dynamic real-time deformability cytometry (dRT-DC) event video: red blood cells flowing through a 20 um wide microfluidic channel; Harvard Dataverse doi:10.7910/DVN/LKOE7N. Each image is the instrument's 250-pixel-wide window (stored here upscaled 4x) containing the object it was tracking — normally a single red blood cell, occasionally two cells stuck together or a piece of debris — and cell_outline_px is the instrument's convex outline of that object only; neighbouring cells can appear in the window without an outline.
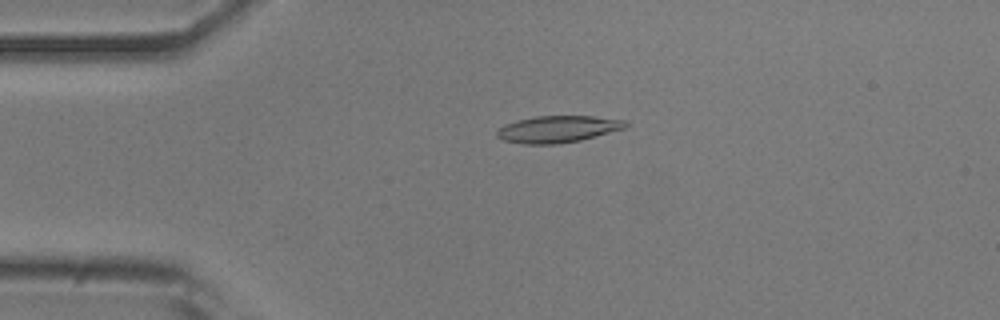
{"species": "common noctule bat (a hibernating species)", "species_latin": "Nyctalus noctula", "temperature_condition": "room temperature", "stored_images_in_passage": 48, "camera_frame_rate_fps": 3000, "um_per_image_px": 0.085, "animal": {"sex": "male", "body_mass_g": 20.5, "forearm_length_mm": 52.5}, "frame": {"image": 1, "passage_image": 9, "time_ms": 2.667, "image_size_px": [1000, 320], "cell_outline_px": [[628, 124], [624, 128], [580, 140], [556, 144], [524, 144], [504, 140], [496, 136], [496, 128], [504, 124], [516, 120], [536, 116], [592, 116], [624, 120]], "centroid_in_image_um": [47.34, 10.97], "position_along_channel_um": 37.7, "area_um2": 20.0}}
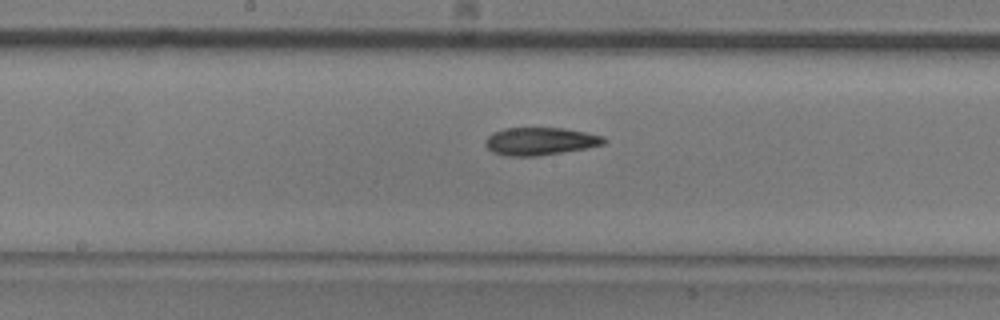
{"frame": {"image": 2, "passage_image": 24, "time_ms": 7.667, "image_size_px": [1000, 320], "cell_outline_px": [[608, 140], [604, 144], [588, 148], [540, 156], [504, 156], [492, 152], [484, 144], [484, 140], [492, 132], [504, 128], [564, 128], [604, 136]], "centroid_in_image_um": [45.9, 12.01], "position_along_channel_um": 202.3, "area_um2": 19.42}}
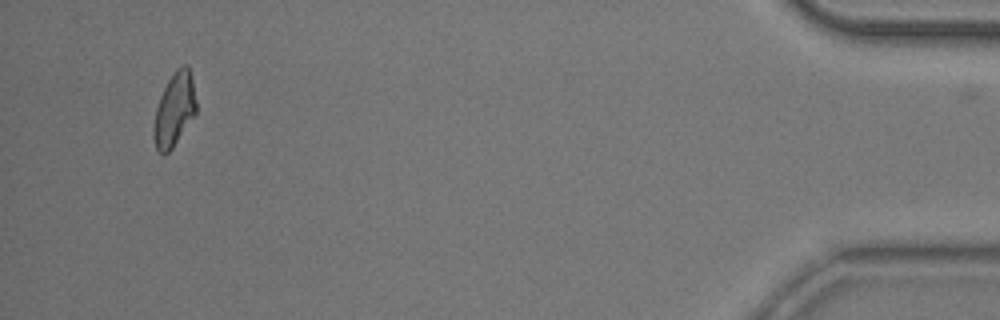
{"frame": {"image": 3, "passage_image": 47, "time_ms": 15.333, "image_size_px": [1000, 320], "cell_outline_px": [[196, 112], [172, 148], [164, 156], [156, 148], [152, 132], [156, 108], [160, 96], [168, 80], [176, 68], [184, 64], [188, 64], [192, 80], [196, 100]], "centroid_in_image_um": [14.81, 9.3], "position_along_channel_um": 420.4, "area_um2": 18.03}}